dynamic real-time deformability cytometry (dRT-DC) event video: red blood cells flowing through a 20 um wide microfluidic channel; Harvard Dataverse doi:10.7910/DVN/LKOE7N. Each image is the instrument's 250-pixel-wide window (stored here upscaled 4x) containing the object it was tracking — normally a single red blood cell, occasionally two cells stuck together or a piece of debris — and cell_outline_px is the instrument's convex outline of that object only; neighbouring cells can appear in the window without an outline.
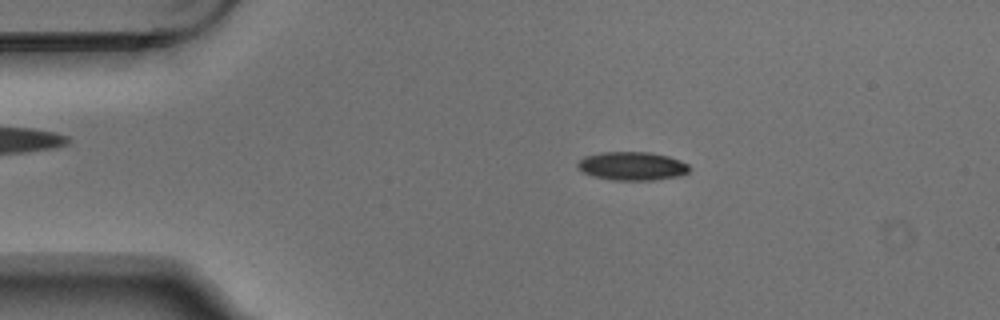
{"species": "Egyptian fruit bat (a non-hibernating species)", "species_latin": "Rousettus aegyptiacus", "temperature_condition": "warm", "stored_images_in_passage": 4, "camera_frame_rate_fps": 3000, "um_per_image_px": 0.085, "animal": {"sex": "male"}, "frame": {"image": 1, "passage_image": 2, "time_ms": 0.333, "image_size_px": [1000, 320], "cell_outline_px": [[692, 168], [688, 172], [680, 176], [652, 180], [612, 180], [596, 176], [584, 172], [576, 164], [584, 156], [600, 152], [648, 152], [668, 156], [680, 160], [688, 164]], "centroid_in_image_um": [53.77, 14.11], "position_along_channel_um": 31.2, "area_um2": 18.5}}
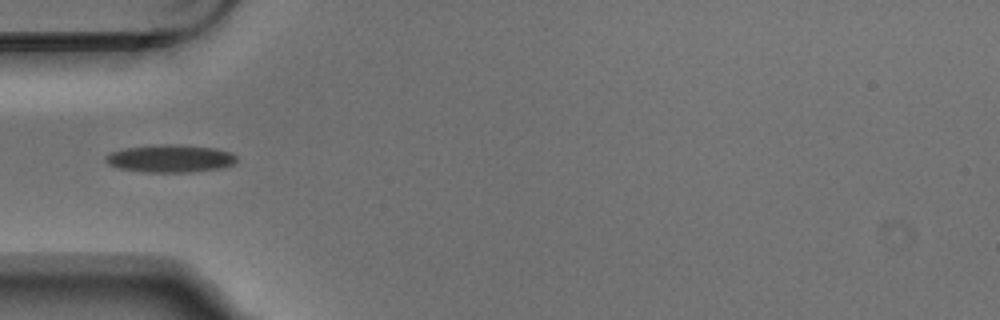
{"frame": {"image": 2, "passage_image": 4, "time_ms": 1.0, "image_size_px": [1000, 320], "cell_outline_px": [[236, 164], [224, 168], [192, 172], [144, 172], [116, 168], [108, 164], [104, 160], [104, 156], [112, 152], [124, 148], [160, 144], [176, 144], [216, 148], [232, 152], [236, 156]], "centroid_in_image_um": [14.49, 13.48], "position_along_channel_um": 70.5, "area_um2": 21.5}}